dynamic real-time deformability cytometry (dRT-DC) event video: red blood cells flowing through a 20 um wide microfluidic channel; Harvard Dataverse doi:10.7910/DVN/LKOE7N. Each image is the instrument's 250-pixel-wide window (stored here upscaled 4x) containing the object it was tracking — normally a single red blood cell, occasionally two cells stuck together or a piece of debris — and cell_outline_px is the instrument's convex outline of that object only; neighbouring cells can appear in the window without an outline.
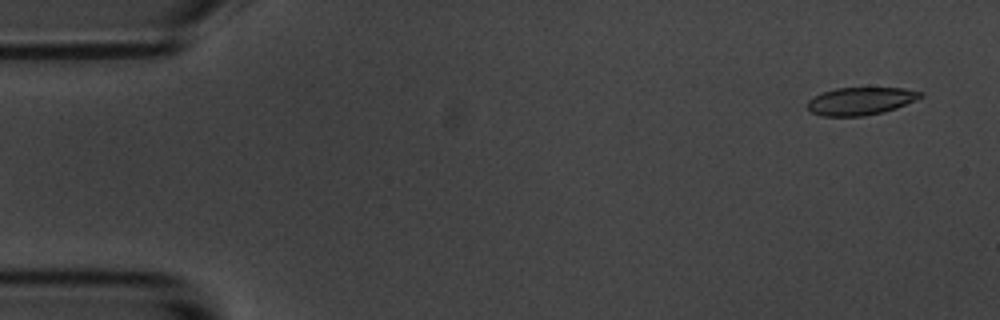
{"species": "common noctule bat (a hibernating species)", "species_latin": "Nyctalus noctula", "temperature_condition": "room temperature", "stored_images_in_passage": 6, "camera_frame_rate_fps": 3000, "um_per_image_px": 0.085, "animal": {"sex": "male", "body_mass_g": 20.1, "forearm_length_mm": 53.5}, "frame": {"image": 1, "passage_image": 1, "time_ms": 0.0, "image_size_px": [1000, 320], "cell_outline_px": [[924, 96], [916, 100], [896, 108], [884, 112], [864, 116], [820, 116], [812, 112], [804, 104], [808, 100], [824, 92], [836, 88], [904, 88], [924, 92]], "centroid_in_image_um": [73.17, 8.59], "position_along_channel_um": 11.8, "area_um2": 18.32}}
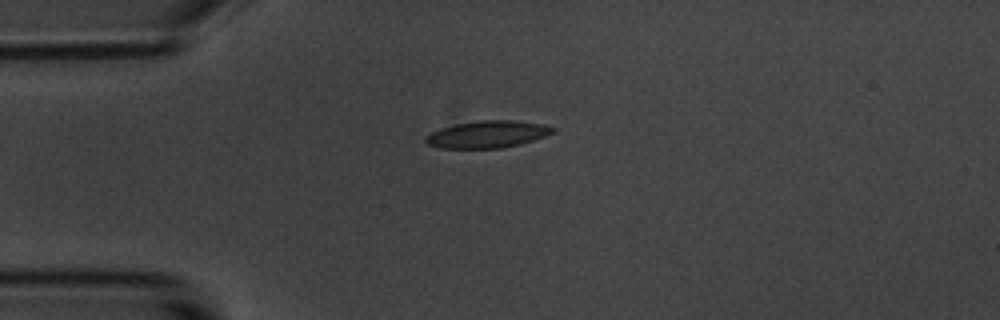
{"frame": {"image": 2, "passage_image": 4, "time_ms": 3.667, "image_size_px": [1000, 320], "cell_outline_px": [[556, 132], [520, 144], [500, 148], [440, 148], [428, 144], [424, 140], [424, 136], [440, 128], [456, 124], [480, 120], [516, 120], [544, 124], [556, 128]], "centroid_in_image_um": [41.44, 11.41], "position_along_channel_um": 43.6, "area_um2": 20.11}}